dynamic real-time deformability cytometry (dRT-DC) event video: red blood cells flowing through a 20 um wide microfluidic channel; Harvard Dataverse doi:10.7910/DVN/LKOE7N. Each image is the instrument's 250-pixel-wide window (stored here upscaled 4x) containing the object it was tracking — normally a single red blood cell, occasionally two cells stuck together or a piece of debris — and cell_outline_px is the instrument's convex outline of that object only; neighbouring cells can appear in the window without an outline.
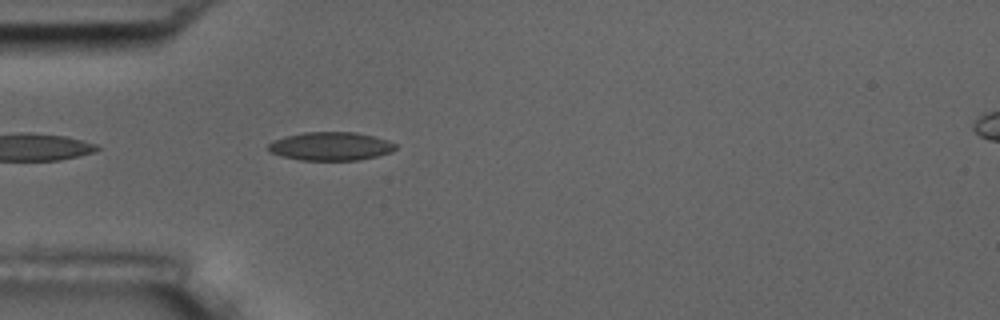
{"species": "common noctule bat (a hibernating species)", "species_latin": "Nyctalus noctula", "temperature_condition": "room temperature", "stored_images_in_passage": 4, "camera_frame_rate_fps": 3000, "um_per_image_px": 0.085, "animal": {"sex": "male", "body_mass_g": 17.5, "forearm_length_mm": 52.3}, "frame": {"image": 1, "passage_image": 4, "time_ms": 3.333, "image_size_px": [1000, 320], "cell_outline_px": [[396, 148], [392, 152], [360, 160], [300, 160], [280, 156], [268, 152], [268, 144], [272, 140], [284, 136], [304, 132], [356, 132], [388, 140], [396, 144]], "centroid_in_image_um": [28.07, 12.43], "position_along_channel_um": 56.9, "area_um2": 21.27}}